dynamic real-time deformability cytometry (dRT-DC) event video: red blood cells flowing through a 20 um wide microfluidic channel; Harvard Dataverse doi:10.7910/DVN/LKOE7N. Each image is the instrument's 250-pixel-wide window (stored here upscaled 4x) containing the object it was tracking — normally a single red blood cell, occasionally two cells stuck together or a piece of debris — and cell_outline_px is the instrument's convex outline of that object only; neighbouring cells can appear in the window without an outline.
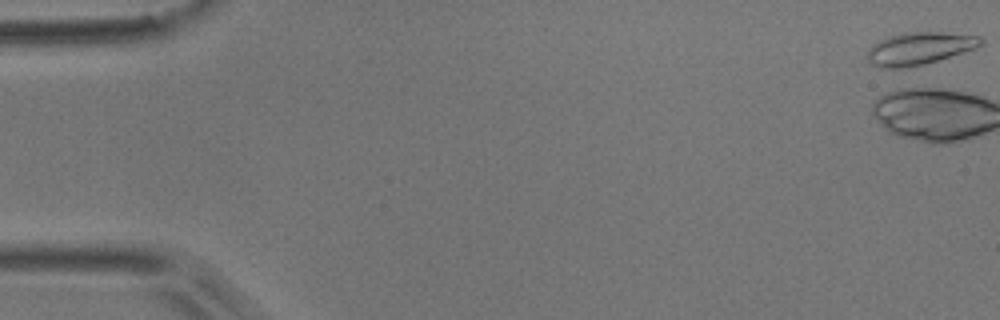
{"species": "common noctule bat (a hibernating species)", "species_latin": "Nyctalus noctula", "temperature_condition": "room temperature", "stored_images_in_passage": 3, "camera_frame_rate_fps": 3000, "um_per_image_px": 0.085, "animal": {"sex": "male", "body_mass_g": 17.9}, "frame": {"image": 1, "passage_image": 1, "time_ms": 0.0, "image_size_px": [1000, 320], "cell_outline_px": [[984, 44], [976, 48], [964, 52], [900, 72], [896, 72], [880, 68], [868, 64], [864, 56], [868, 48], [872, 44], [888, 36], [904, 32], [940, 32], [980, 36], [984, 40]], "centroid_in_image_um": [78.04, 4.18], "position_along_channel_um": 7.0, "area_um2": 22.66}}